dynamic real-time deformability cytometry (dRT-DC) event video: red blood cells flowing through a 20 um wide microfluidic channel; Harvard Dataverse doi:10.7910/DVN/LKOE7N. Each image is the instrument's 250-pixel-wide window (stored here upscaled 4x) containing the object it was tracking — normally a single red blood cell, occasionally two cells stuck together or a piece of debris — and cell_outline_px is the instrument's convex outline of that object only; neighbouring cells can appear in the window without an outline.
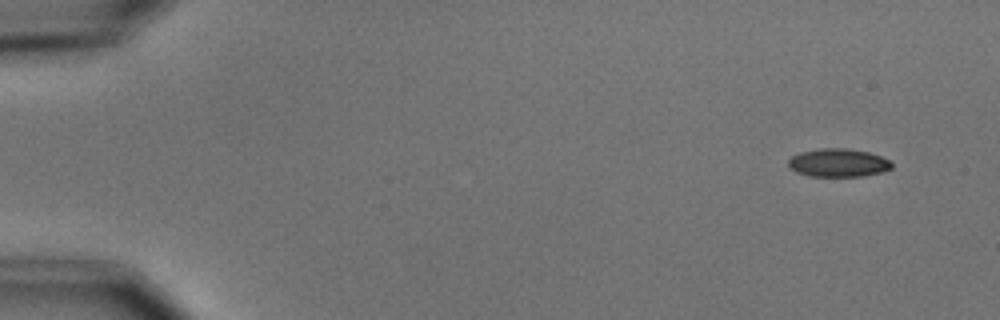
{"species": "common noctule bat (a hibernating species)", "species_latin": "Nyctalus noctula", "temperature_condition": "cold", "stored_images_in_passage": 9, "camera_frame_rate_fps": 3000, "um_per_image_px": 0.085, "animal": {"sex": "male", "body_mass_g": 15.6}, "frame": {"image": 1, "passage_image": 1, "time_ms": 0.0, "image_size_px": [1000, 320], "cell_outline_px": [[892, 168], [884, 172], [864, 176], [812, 176], [796, 172], [788, 164], [788, 160], [792, 156], [800, 152], [820, 148], [844, 148], [868, 152], [880, 156], [888, 160], [892, 164]], "centroid_in_image_um": [71.26, 13.84], "position_along_channel_um": 13.7, "area_um2": 16.94}}
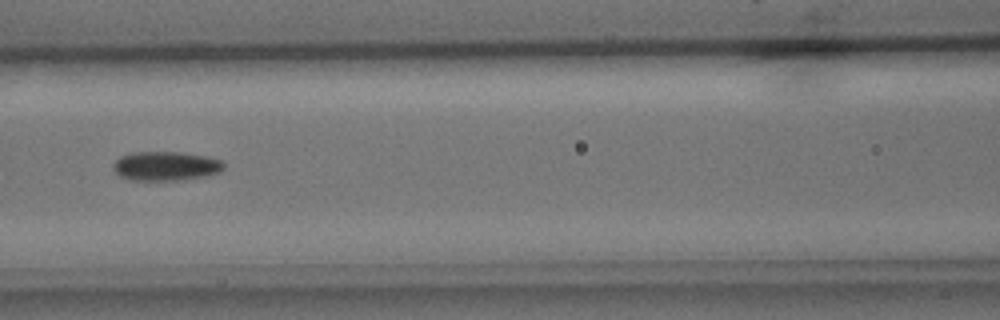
{"frame": {"image": 2, "passage_image": 7, "time_ms": 7.0, "image_size_px": [1000, 320], "cell_outline_px": [[224, 168], [220, 172], [204, 176], [176, 180], [132, 180], [120, 176], [112, 168], [112, 164], [120, 156], [132, 152], [180, 152], [204, 156], [220, 160], [224, 164]], "centroid_in_image_um": [14.05, 14.11], "position_along_channel_um": 152.5, "area_um2": 18.67}}
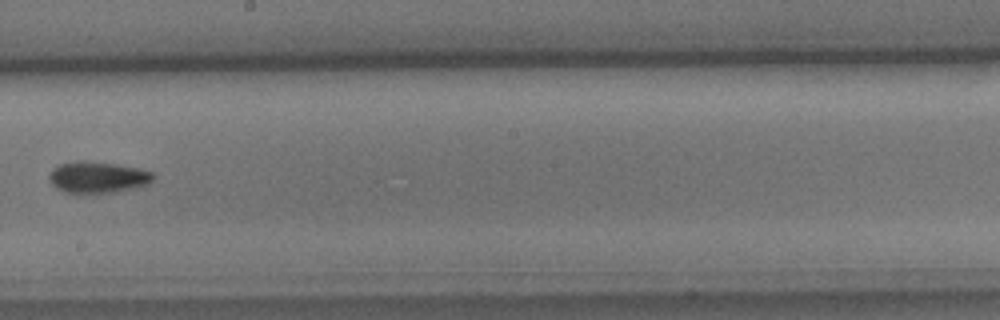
{"frame": {"image": 3, "passage_image": 9, "time_ms": 9.333, "image_size_px": [1000, 320], "cell_outline_px": [[152, 180], [148, 184], [136, 188], [116, 192], [80, 196], [64, 192], [56, 188], [48, 180], [48, 176], [52, 168], [60, 164], [80, 160], [84, 160], [116, 164], [136, 168], [152, 172]], "centroid_in_image_um": [8.23, 15.11], "position_along_channel_um": 240.0, "area_um2": 19.65}}